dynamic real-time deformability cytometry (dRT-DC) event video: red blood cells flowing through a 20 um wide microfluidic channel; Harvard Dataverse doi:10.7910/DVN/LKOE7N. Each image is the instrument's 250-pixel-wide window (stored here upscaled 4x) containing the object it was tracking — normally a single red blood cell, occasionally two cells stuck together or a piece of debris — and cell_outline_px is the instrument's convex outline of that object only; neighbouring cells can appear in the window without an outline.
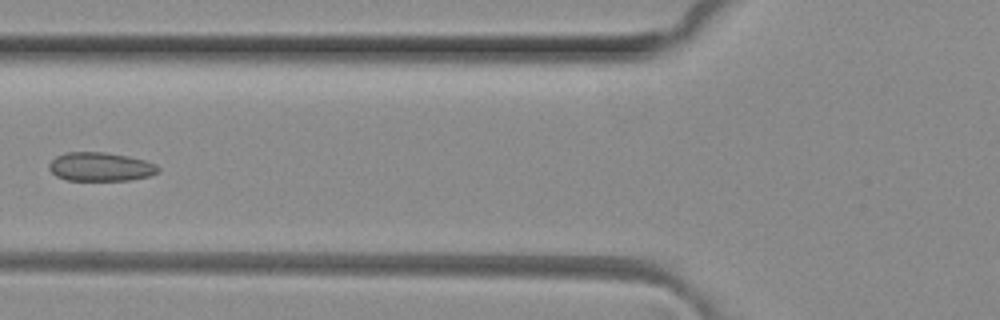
{"species": "common noctule bat (a hibernating species)", "species_latin": "Nyctalus noctula", "temperature_condition": "room temperature", "stored_images_in_passage": 5, "camera_frame_rate_fps": 3000, "um_per_image_px": 0.085, "animal": {"sex": "female", "body_mass_g": 29.2, "forearm_length_mm": 56.3}, "frame": {"image": 1, "passage_image": 4, "time_ms": 1.0, "image_size_px": [1000, 320], "cell_outline_px": [[160, 168], [156, 172], [148, 176], [132, 180], [68, 180], [56, 176], [48, 168], [48, 164], [56, 156], [64, 152], [104, 152], [128, 156], [144, 160], [156, 164]], "centroid_in_image_um": [8.51, 14.17], "position_along_channel_um": 117.3, "area_um2": 18.26}}
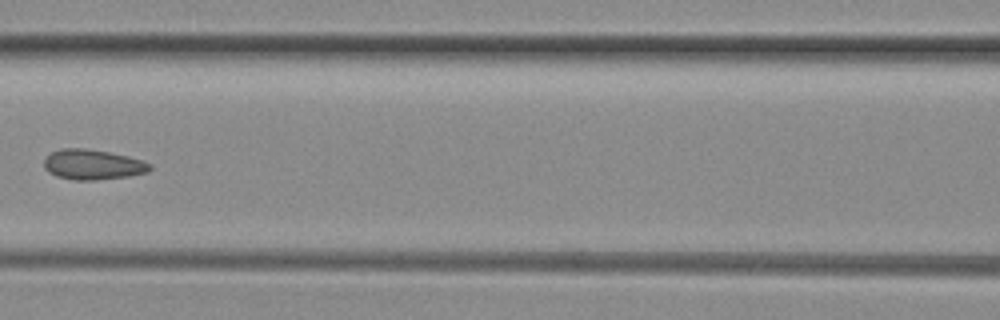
{"frame": {"image": 2, "passage_image": 5, "time_ms": 1.333, "image_size_px": [1000, 320], "cell_outline_px": [[152, 168], [148, 172], [128, 176], [92, 180], [72, 180], [56, 176], [48, 172], [44, 168], [44, 160], [52, 152], [64, 148], [88, 148], [128, 156], [152, 164]], "centroid_in_image_um": [7.88, 13.99], "position_along_channel_um": 158.7, "area_um2": 18.55}}